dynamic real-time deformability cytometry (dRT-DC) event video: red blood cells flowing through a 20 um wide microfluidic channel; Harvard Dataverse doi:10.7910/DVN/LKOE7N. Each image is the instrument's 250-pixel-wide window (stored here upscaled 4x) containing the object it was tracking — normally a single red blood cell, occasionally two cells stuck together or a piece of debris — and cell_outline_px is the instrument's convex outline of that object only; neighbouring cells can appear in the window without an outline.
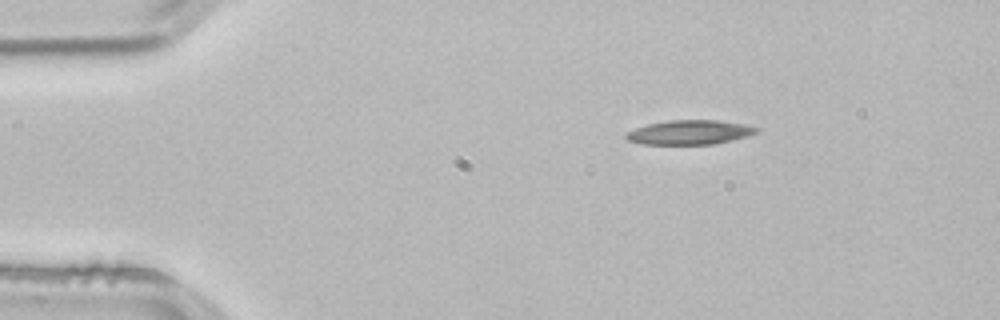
{"species": "common noctule bat (a hibernating species)", "species_latin": "Nyctalus noctula", "temperature_condition": "room temperature", "stored_images_in_passage": 8, "camera_frame_rate_fps": 3000, "um_per_image_px": 0.085, "animal": {"sex": "male", "body_mass_g": 21.5, "forearm_length_mm": 52.0}, "frame": {"image": 1, "passage_image": 1, "time_ms": 0.0, "image_size_px": [1000, 320], "cell_outline_px": [[760, 132], [748, 136], [712, 144], [644, 144], [628, 140], [624, 136], [628, 132], [636, 128], [648, 124], [668, 120], [720, 120], [744, 124], [760, 128]], "centroid_in_image_um": [58.67, 11.24], "position_along_channel_um": 26.3, "area_um2": 18.44}}